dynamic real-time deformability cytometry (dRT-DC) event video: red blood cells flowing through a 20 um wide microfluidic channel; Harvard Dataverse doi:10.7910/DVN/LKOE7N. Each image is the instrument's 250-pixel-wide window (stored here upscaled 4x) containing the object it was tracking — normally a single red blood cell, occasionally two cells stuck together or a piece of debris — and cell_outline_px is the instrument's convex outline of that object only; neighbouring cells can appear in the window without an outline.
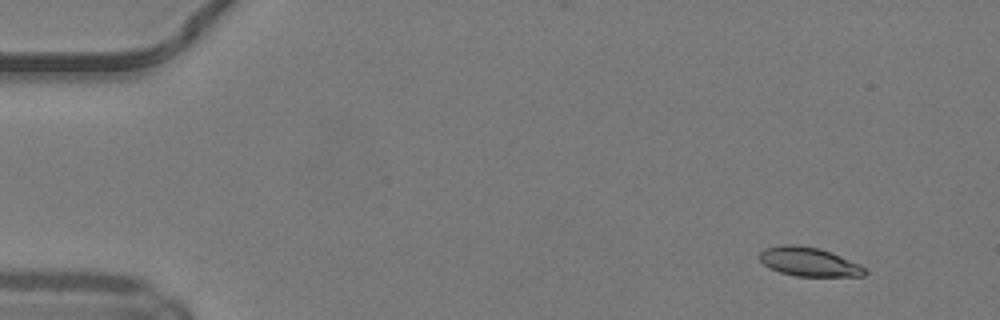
{"species": "common noctule bat (a hibernating species)", "species_latin": "Nyctalus noctula", "temperature_condition": "warm", "stored_images_in_passage": 47, "camera_frame_rate_fps": 3000, "um_per_image_px": 0.085, "animal": {"sex": "male", "body_mass_g": 19.2, "forearm_length_mm": 51.8}, "frame": {"image": 1, "passage_image": 2, "time_ms": 0.333, "image_size_px": [1000, 320], "cell_outline_px": [[868, 272], [864, 276], [796, 276], [780, 272], [768, 268], [760, 260], [760, 252], [764, 248], [784, 244], [796, 244], [820, 248], [860, 264], [868, 268]], "centroid_in_image_um": [68.78, 22.25], "position_along_channel_um": 16.2, "area_um2": 17.92}}
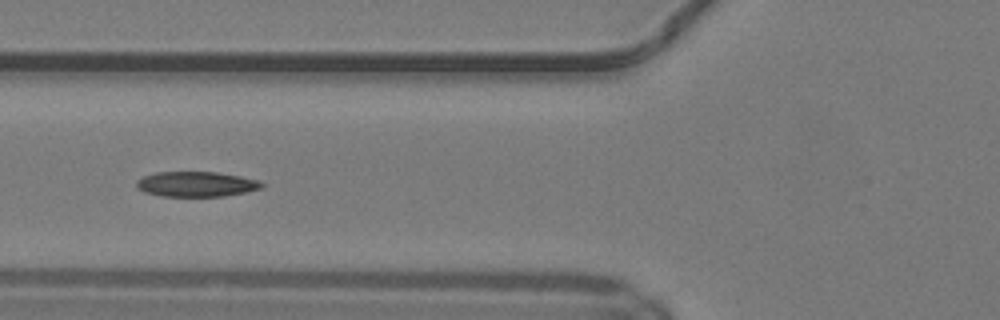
{"frame": {"image": 2, "passage_image": 17, "time_ms": 5.333, "image_size_px": [1000, 320], "cell_outline_px": [[264, 188], [248, 192], [224, 196], [164, 196], [144, 192], [136, 188], [136, 180], [144, 176], [156, 172], [216, 172], [240, 176], [256, 180], [264, 184]], "centroid_in_image_um": [16.69, 15.65], "position_along_channel_um": 109.1, "area_um2": 18.38}}
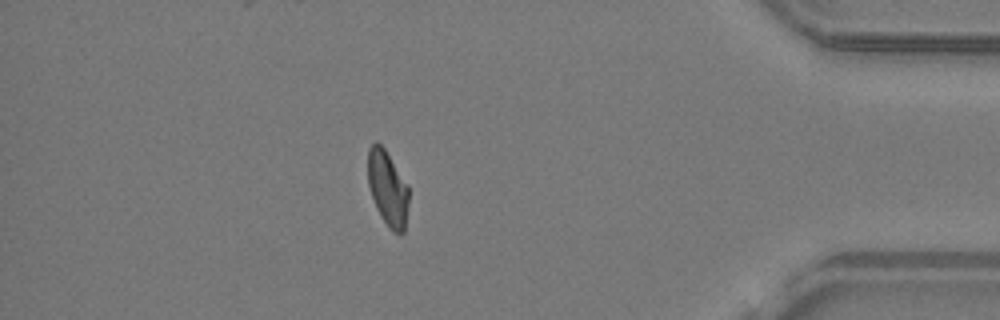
{"frame": {"image": 3, "passage_image": 41, "time_ms": 13.333, "image_size_px": [1000, 320], "cell_outline_px": [[408, 204], [404, 232], [400, 236], [392, 232], [388, 228], [380, 216], [376, 208], [368, 184], [368, 148], [376, 140], [384, 148], [408, 184]], "centroid_in_image_um": [32.95, 16.04], "position_along_channel_um": 402.2, "area_um2": 18.09}, "authors_computed_cell_mechanics": {"area_um2": 18.4382, "velocity_mm_per_s": 4.1802, "shape_relaxation_time_tau1_ms": null, "shape_relaxation_time_tau2_ms": 3.2368, "deformation_change_tau1": null, "deformation_change_tau2": 0.0805}}